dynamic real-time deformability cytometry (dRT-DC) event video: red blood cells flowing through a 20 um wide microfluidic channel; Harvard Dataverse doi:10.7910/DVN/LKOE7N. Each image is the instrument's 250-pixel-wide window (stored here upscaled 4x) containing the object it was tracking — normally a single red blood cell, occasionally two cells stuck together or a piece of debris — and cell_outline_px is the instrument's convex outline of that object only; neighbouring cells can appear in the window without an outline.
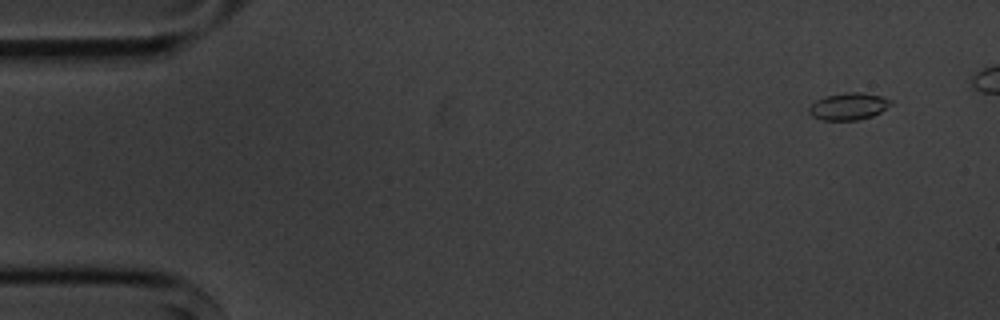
{"species": "common noctule bat (a hibernating species)", "species_latin": "Nyctalus noctula", "temperature_condition": "cold", "stored_images_in_passage": 7, "camera_frame_rate_fps": 3000, "um_per_image_px": 0.085, "animal": {"sex": "male", "body_mass_g": 20.1, "forearm_length_mm": 53.5}, "frame": {"image": 1, "passage_image": 1, "time_ms": 0.0, "image_size_px": [1000, 320], "cell_outline_px": [[892, 104], [880, 112], [872, 116], [856, 120], [824, 120], [812, 116], [808, 112], [808, 108], [816, 100], [824, 96], [848, 92], [860, 92], [880, 96], [892, 100]], "centroid_in_image_um": [72.11, 9.04], "position_along_channel_um": 12.9, "area_um2": 12.83}}
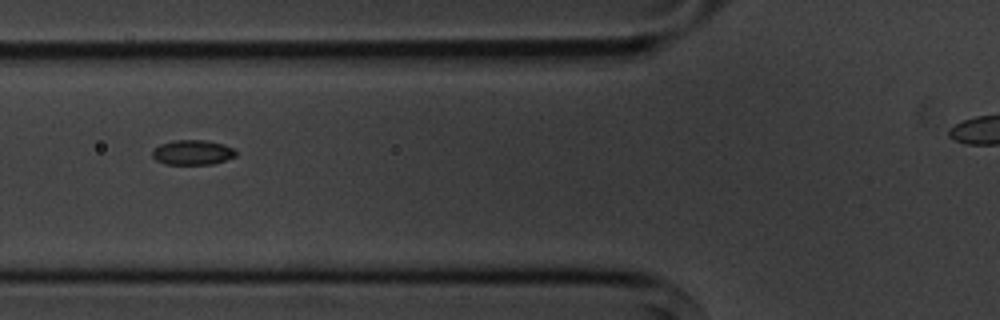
{"frame": {"image": 2, "passage_image": 6, "time_ms": 5.667, "image_size_px": [1000, 320], "cell_outline_px": [[236, 156], [212, 164], [164, 164], [156, 160], [152, 156], [152, 148], [160, 144], [172, 140], [208, 140], [224, 144], [232, 148], [236, 152]], "centroid_in_image_um": [16.33, 12.94], "position_along_channel_um": 109.5, "area_um2": 12.2}}
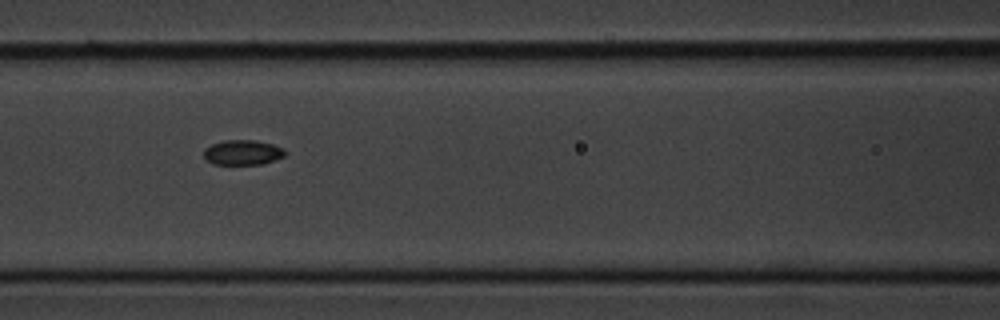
{"frame": {"image": 3, "passage_image": 7, "time_ms": 6.667, "image_size_px": [1000, 320], "cell_outline_px": [[284, 156], [260, 164], [212, 164], [204, 156], [204, 148], [212, 144], [224, 140], [252, 140], [272, 144], [280, 148], [284, 152]], "centroid_in_image_um": [20.56, 12.95], "position_along_channel_um": 146.0, "area_um2": 11.5}}